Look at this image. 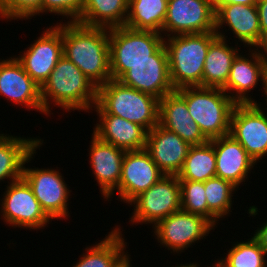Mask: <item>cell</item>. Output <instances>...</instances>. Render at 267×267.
<instances>
[{"label":"cell","instance_id":"36","mask_svg":"<svg viewBox=\"0 0 267 267\" xmlns=\"http://www.w3.org/2000/svg\"><path fill=\"white\" fill-rule=\"evenodd\" d=\"M261 33L267 34V0H259L256 4Z\"/></svg>","mask_w":267,"mask_h":267},{"label":"cell","instance_id":"20","mask_svg":"<svg viewBox=\"0 0 267 267\" xmlns=\"http://www.w3.org/2000/svg\"><path fill=\"white\" fill-rule=\"evenodd\" d=\"M89 162L103 199L110 200L119 186L125 150L99 140L92 134Z\"/></svg>","mask_w":267,"mask_h":267},{"label":"cell","instance_id":"34","mask_svg":"<svg viewBox=\"0 0 267 267\" xmlns=\"http://www.w3.org/2000/svg\"><path fill=\"white\" fill-rule=\"evenodd\" d=\"M84 0H42L41 13H50L67 17V22H77L80 17Z\"/></svg>","mask_w":267,"mask_h":267},{"label":"cell","instance_id":"38","mask_svg":"<svg viewBox=\"0 0 267 267\" xmlns=\"http://www.w3.org/2000/svg\"><path fill=\"white\" fill-rule=\"evenodd\" d=\"M214 11L220 6L229 4L256 5L259 0H211Z\"/></svg>","mask_w":267,"mask_h":267},{"label":"cell","instance_id":"37","mask_svg":"<svg viewBox=\"0 0 267 267\" xmlns=\"http://www.w3.org/2000/svg\"><path fill=\"white\" fill-rule=\"evenodd\" d=\"M255 231L256 232L253 233V237L258 241L260 246L267 253V222H264L262 225L257 227Z\"/></svg>","mask_w":267,"mask_h":267},{"label":"cell","instance_id":"9","mask_svg":"<svg viewBox=\"0 0 267 267\" xmlns=\"http://www.w3.org/2000/svg\"><path fill=\"white\" fill-rule=\"evenodd\" d=\"M1 201L0 219H3L5 225L8 224L9 227L37 231L44 229L52 221L41 208L30 185L23 177L8 183Z\"/></svg>","mask_w":267,"mask_h":267},{"label":"cell","instance_id":"18","mask_svg":"<svg viewBox=\"0 0 267 267\" xmlns=\"http://www.w3.org/2000/svg\"><path fill=\"white\" fill-rule=\"evenodd\" d=\"M190 145L160 124L147 132L145 150L164 175H178Z\"/></svg>","mask_w":267,"mask_h":267},{"label":"cell","instance_id":"28","mask_svg":"<svg viewBox=\"0 0 267 267\" xmlns=\"http://www.w3.org/2000/svg\"><path fill=\"white\" fill-rule=\"evenodd\" d=\"M168 0H129L125 26L163 35Z\"/></svg>","mask_w":267,"mask_h":267},{"label":"cell","instance_id":"17","mask_svg":"<svg viewBox=\"0 0 267 267\" xmlns=\"http://www.w3.org/2000/svg\"><path fill=\"white\" fill-rule=\"evenodd\" d=\"M247 55L241 52L236 56L226 85L222 88L236 104L257 103L249 93L259 82L263 88L267 78V65L252 49H249Z\"/></svg>","mask_w":267,"mask_h":267},{"label":"cell","instance_id":"41","mask_svg":"<svg viewBox=\"0 0 267 267\" xmlns=\"http://www.w3.org/2000/svg\"><path fill=\"white\" fill-rule=\"evenodd\" d=\"M229 267L228 265H226L220 258L217 259V261L215 260V262L210 265V267Z\"/></svg>","mask_w":267,"mask_h":267},{"label":"cell","instance_id":"14","mask_svg":"<svg viewBox=\"0 0 267 267\" xmlns=\"http://www.w3.org/2000/svg\"><path fill=\"white\" fill-rule=\"evenodd\" d=\"M118 81L159 100L173 92L175 89L170 79L168 53L165 44L153 54V60L129 66V70Z\"/></svg>","mask_w":267,"mask_h":267},{"label":"cell","instance_id":"4","mask_svg":"<svg viewBox=\"0 0 267 267\" xmlns=\"http://www.w3.org/2000/svg\"><path fill=\"white\" fill-rule=\"evenodd\" d=\"M215 32L183 34L165 37L169 71L175 90L182 87H202L205 58Z\"/></svg>","mask_w":267,"mask_h":267},{"label":"cell","instance_id":"27","mask_svg":"<svg viewBox=\"0 0 267 267\" xmlns=\"http://www.w3.org/2000/svg\"><path fill=\"white\" fill-rule=\"evenodd\" d=\"M128 4L129 0H84L77 23L108 29L124 26Z\"/></svg>","mask_w":267,"mask_h":267},{"label":"cell","instance_id":"32","mask_svg":"<svg viewBox=\"0 0 267 267\" xmlns=\"http://www.w3.org/2000/svg\"><path fill=\"white\" fill-rule=\"evenodd\" d=\"M181 210L208 219L204 182L180 181Z\"/></svg>","mask_w":267,"mask_h":267},{"label":"cell","instance_id":"24","mask_svg":"<svg viewBox=\"0 0 267 267\" xmlns=\"http://www.w3.org/2000/svg\"><path fill=\"white\" fill-rule=\"evenodd\" d=\"M105 238L85 248V253L71 267H120L129 257L121 227H114Z\"/></svg>","mask_w":267,"mask_h":267},{"label":"cell","instance_id":"26","mask_svg":"<svg viewBox=\"0 0 267 267\" xmlns=\"http://www.w3.org/2000/svg\"><path fill=\"white\" fill-rule=\"evenodd\" d=\"M226 39L217 37L209 46L202 75V87L223 88L226 85L233 60L241 46L228 45ZM238 47V48H237Z\"/></svg>","mask_w":267,"mask_h":267},{"label":"cell","instance_id":"22","mask_svg":"<svg viewBox=\"0 0 267 267\" xmlns=\"http://www.w3.org/2000/svg\"><path fill=\"white\" fill-rule=\"evenodd\" d=\"M159 124L176 133L190 146L209 141L191 118L185 99L176 90L159 100Z\"/></svg>","mask_w":267,"mask_h":267},{"label":"cell","instance_id":"16","mask_svg":"<svg viewBox=\"0 0 267 267\" xmlns=\"http://www.w3.org/2000/svg\"><path fill=\"white\" fill-rule=\"evenodd\" d=\"M164 174L145 150L126 151L122 174L115 190L121 202L129 204L135 197L152 187Z\"/></svg>","mask_w":267,"mask_h":267},{"label":"cell","instance_id":"13","mask_svg":"<svg viewBox=\"0 0 267 267\" xmlns=\"http://www.w3.org/2000/svg\"><path fill=\"white\" fill-rule=\"evenodd\" d=\"M215 32L211 0H168L163 36Z\"/></svg>","mask_w":267,"mask_h":267},{"label":"cell","instance_id":"1","mask_svg":"<svg viewBox=\"0 0 267 267\" xmlns=\"http://www.w3.org/2000/svg\"><path fill=\"white\" fill-rule=\"evenodd\" d=\"M63 55L97 87L110 81L109 29L62 21Z\"/></svg>","mask_w":267,"mask_h":267},{"label":"cell","instance_id":"10","mask_svg":"<svg viewBox=\"0 0 267 267\" xmlns=\"http://www.w3.org/2000/svg\"><path fill=\"white\" fill-rule=\"evenodd\" d=\"M214 227L203 216L179 210L160 220L152 232L161 247L163 245L176 255L206 239L210 231L215 230Z\"/></svg>","mask_w":267,"mask_h":267},{"label":"cell","instance_id":"33","mask_svg":"<svg viewBox=\"0 0 267 267\" xmlns=\"http://www.w3.org/2000/svg\"><path fill=\"white\" fill-rule=\"evenodd\" d=\"M42 0H0V19L28 20L40 16Z\"/></svg>","mask_w":267,"mask_h":267},{"label":"cell","instance_id":"11","mask_svg":"<svg viewBox=\"0 0 267 267\" xmlns=\"http://www.w3.org/2000/svg\"><path fill=\"white\" fill-rule=\"evenodd\" d=\"M229 134L243 146L256 164L267 156V112L256 103L234 106Z\"/></svg>","mask_w":267,"mask_h":267},{"label":"cell","instance_id":"21","mask_svg":"<svg viewBox=\"0 0 267 267\" xmlns=\"http://www.w3.org/2000/svg\"><path fill=\"white\" fill-rule=\"evenodd\" d=\"M209 141L215 150L216 177L231 182L239 189L257 164L230 134Z\"/></svg>","mask_w":267,"mask_h":267},{"label":"cell","instance_id":"15","mask_svg":"<svg viewBox=\"0 0 267 267\" xmlns=\"http://www.w3.org/2000/svg\"><path fill=\"white\" fill-rule=\"evenodd\" d=\"M0 96L14 104L46 113L41 101L40 86L25 72L21 63L13 55L0 60Z\"/></svg>","mask_w":267,"mask_h":267},{"label":"cell","instance_id":"31","mask_svg":"<svg viewBox=\"0 0 267 267\" xmlns=\"http://www.w3.org/2000/svg\"><path fill=\"white\" fill-rule=\"evenodd\" d=\"M232 248L221 260L229 267H267V253L251 236L246 241L231 242Z\"/></svg>","mask_w":267,"mask_h":267},{"label":"cell","instance_id":"6","mask_svg":"<svg viewBox=\"0 0 267 267\" xmlns=\"http://www.w3.org/2000/svg\"><path fill=\"white\" fill-rule=\"evenodd\" d=\"M162 34L135 30L127 26L109 29L111 78L119 80L129 66L153 60V54L164 44Z\"/></svg>","mask_w":267,"mask_h":267},{"label":"cell","instance_id":"8","mask_svg":"<svg viewBox=\"0 0 267 267\" xmlns=\"http://www.w3.org/2000/svg\"><path fill=\"white\" fill-rule=\"evenodd\" d=\"M129 222L133 224H153L181 210L180 181L177 175H163L152 187L135 197Z\"/></svg>","mask_w":267,"mask_h":267},{"label":"cell","instance_id":"12","mask_svg":"<svg viewBox=\"0 0 267 267\" xmlns=\"http://www.w3.org/2000/svg\"><path fill=\"white\" fill-rule=\"evenodd\" d=\"M33 44L25 48L16 59L25 72L41 87L63 56L62 22L60 21L42 31ZM21 54V55H20Z\"/></svg>","mask_w":267,"mask_h":267},{"label":"cell","instance_id":"3","mask_svg":"<svg viewBox=\"0 0 267 267\" xmlns=\"http://www.w3.org/2000/svg\"><path fill=\"white\" fill-rule=\"evenodd\" d=\"M97 114H110L136 123L147 132L159 124V99L111 79L98 87Z\"/></svg>","mask_w":267,"mask_h":267},{"label":"cell","instance_id":"30","mask_svg":"<svg viewBox=\"0 0 267 267\" xmlns=\"http://www.w3.org/2000/svg\"><path fill=\"white\" fill-rule=\"evenodd\" d=\"M204 187L208 204V220L217 227L221 218L231 215L234 203L232 202L233 194L240 189L231 182L218 177L206 180Z\"/></svg>","mask_w":267,"mask_h":267},{"label":"cell","instance_id":"29","mask_svg":"<svg viewBox=\"0 0 267 267\" xmlns=\"http://www.w3.org/2000/svg\"><path fill=\"white\" fill-rule=\"evenodd\" d=\"M179 181L205 182L216 177V156L213 144L190 146L182 170L177 175Z\"/></svg>","mask_w":267,"mask_h":267},{"label":"cell","instance_id":"40","mask_svg":"<svg viewBox=\"0 0 267 267\" xmlns=\"http://www.w3.org/2000/svg\"><path fill=\"white\" fill-rule=\"evenodd\" d=\"M262 91H263V93H264L263 95H265V97H266L264 100L266 101V106H267V84H264V87H263V90H262ZM256 104H257L262 110H264V109L267 110V108H263L264 105L261 106V105H262V102H260V104H259V103H256Z\"/></svg>","mask_w":267,"mask_h":267},{"label":"cell","instance_id":"35","mask_svg":"<svg viewBox=\"0 0 267 267\" xmlns=\"http://www.w3.org/2000/svg\"><path fill=\"white\" fill-rule=\"evenodd\" d=\"M252 50L267 65V34H260V37L256 44L252 47Z\"/></svg>","mask_w":267,"mask_h":267},{"label":"cell","instance_id":"19","mask_svg":"<svg viewBox=\"0 0 267 267\" xmlns=\"http://www.w3.org/2000/svg\"><path fill=\"white\" fill-rule=\"evenodd\" d=\"M232 31L234 39L243 43L244 47H252L258 41L261 29L256 5L229 4L220 6L215 11V33L218 37L226 39L225 26ZM222 31H221V30ZM225 34V35H224Z\"/></svg>","mask_w":267,"mask_h":267},{"label":"cell","instance_id":"23","mask_svg":"<svg viewBox=\"0 0 267 267\" xmlns=\"http://www.w3.org/2000/svg\"><path fill=\"white\" fill-rule=\"evenodd\" d=\"M99 116L93 128V135L99 140L125 151L145 149L147 131L140 125L110 114Z\"/></svg>","mask_w":267,"mask_h":267},{"label":"cell","instance_id":"42","mask_svg":"<svg viewBox=\"0 0 267 267\" xmlns=\"http://www.w3.org/2000/svg\"><path fill=\"white\" fill-rule=\"evenodd\" d=\"M131 259V257H129L120 267H132L131 265V261L132 260H130Z\"/></svg>","mask_w":267,"mask_h":267},{"label":"cell","instance_id":"39","mask_svg":"<svg viewBox=\"0 0 267 267\" xmlns=\"http://www.w3.org/2000/svg\"><path fill=\"white\" fill-rule=\"evenodd\" d=\"M170 267H174V265L170 266ZM175 267H200V265L197 262L196 263L195 262H193V263H191V262L189 263L188 262L186 264H180V265L177 263V266H175Z\"/></svg>","mask_w":267,"mask_h":267},{"label":"cell","instance_id":"25","mask_svg":"<svg viewBox=\"0 0 267 267\" xmlns=\"http://www.w3.org/2000/svg\"><path fill=\"white\" fill-rule=\"evenodd\" d=\"M41 138L18 137L0 133V183L22 177L26 158L43 142Z\"/></svg>","mask_w":267,"mask_h":267},{"label":"cell","instance_id":"5","mask_svg":"<svg viewBox=\"0 0 267 267\" xmlns=\"http://www.w3.org/2000/svg\"><path fill=\"white\" fill-rule=\"evenodd\" d=\"M176 91L185 99L191 118L208 140L229 134L236 103L221 88L195 86Z\"/></svg>","mask_w":267,"mask_h":267},{"label":"cell","instance_id":"2","mask_svg":"<svg viewBox=\"0 0 267 267\" xmlns=\"http://www.w3.org/2000/svg\"><path fill=\"white\" fill-rule=\"evenodd\" d=\"M98 87L64 55L60 58L48 79L40 87L41 101L46 116H50L52 106L90 113L97 102ZM50 99V100H49Z\"/></svg>","mask_w":267,"mask_h":267},{"label":"cell","instance_id":"7","mask_svg":"<svg viewBox=\"0 0 267 267\" xmlns=\"http://www.w3.org/2000/svg\"><path fill=\"white\" fill-rule=\"evenodd\" d=\"M43 145V142L26 158L23 166L22 177L30 185L34 196L45 213L53 219H68L70 188L64 180L63 174L52 168H30L26 163L34 159L36 150ZM34 156V157H33Z\"/></svg>","mask_w":267,"mask_h":267}]
</instances>
